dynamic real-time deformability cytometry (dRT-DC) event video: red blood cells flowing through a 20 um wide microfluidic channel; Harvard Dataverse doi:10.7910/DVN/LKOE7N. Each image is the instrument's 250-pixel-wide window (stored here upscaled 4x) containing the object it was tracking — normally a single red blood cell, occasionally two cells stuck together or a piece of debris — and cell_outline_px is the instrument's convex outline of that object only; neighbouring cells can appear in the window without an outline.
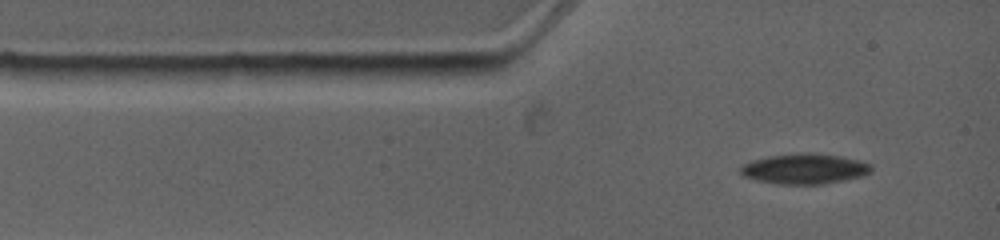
{"species": "common noctule bat (a hibernating species)", "species_latin": "Nyctalus noctula", "temperature_condition": "warm", "stored_images_in_passage": 4, "camera_frame_rate_fps": 4500, "um_per_image_px": 0.085, "animal": {"sex": "female", "body_mass_g": 19.0, "forearm_length_mm": 53.3}, "frame": {"image": 1, "passage_image": 1, "time_ms": 0.0, "image_size_px": [1000, 240], "cell_outline_px": [[872, 172], [860, 176], [844, 180], [824, 184], [776, 184], [756, 180], [744, 176], [740, 172], [740, 168], [744, 164], [752, 160], [768, 156], [800, 152], [808, 152], [840, 156], [872, 164]], "centroid_in_image_um": [68.37, 14.34], "position_along_channel_um": 16.6, "area_um2": 23.12}}
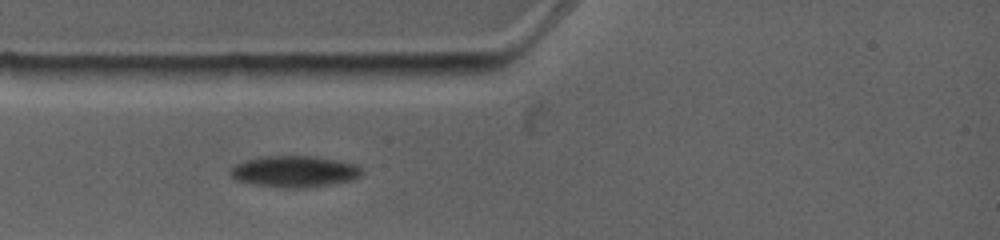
{"frame": {"image": 2, "passage_image": 3, "time_ms": 1.778, "image_size_px": [1000, 240], "cell_outline_px": [[364, 172], [360, 176], [352, 180], [304, 188], [280, 188], [252, 184], [236, 180], [228, 172], [236, 164], [244, 160], [260, 156], [316, 156], [340, 160], [356, 164]], "centroid_in_image_um": [25.02, 14.57], "position_along_channel_um": 60.0, "area_um2": 24.28}}
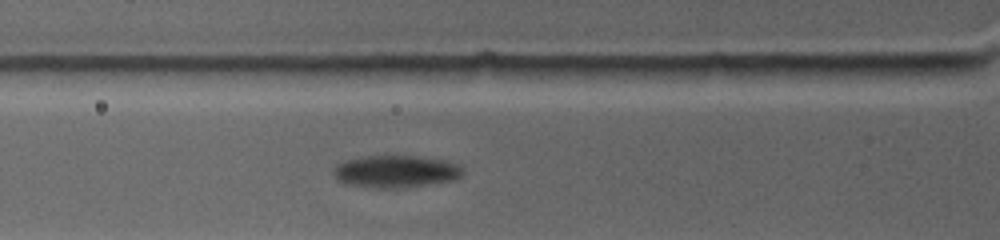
{"frame": {"image": 3, "passage_image": 4, "time_ms": 2.667, "image_size_px": [1000, 240], "cell_outline_px": [[464, 172], [460, 176], [452, 180], [396, 188], [376, 188], [344, 184], [336, 180], [332, 172], [336, 164], [348, 160], [364, 156], [416, 156], [444, 160], [456, 164], [464, 168]], "centroid_in_image_um": [33.58, 14.57], "position_along_channel_um": 92.2, "area_um2": 24.16}}